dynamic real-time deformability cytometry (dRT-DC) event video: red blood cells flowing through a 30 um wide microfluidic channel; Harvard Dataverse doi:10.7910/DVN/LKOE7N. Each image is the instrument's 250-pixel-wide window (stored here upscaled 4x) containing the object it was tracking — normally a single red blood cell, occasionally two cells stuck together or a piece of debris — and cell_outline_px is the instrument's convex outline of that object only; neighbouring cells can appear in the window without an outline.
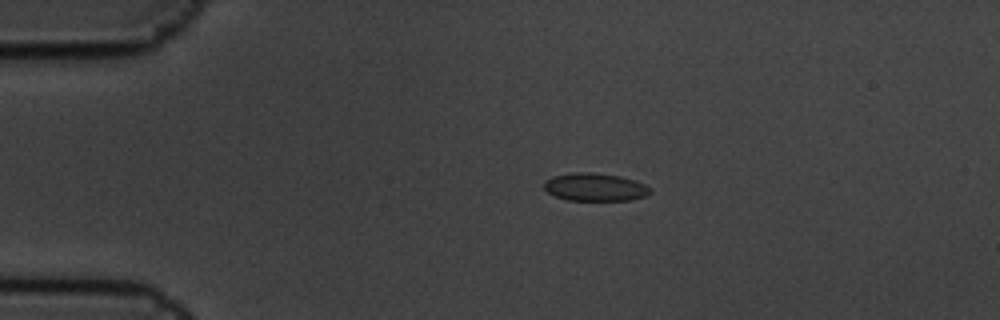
{"species": "common noctule bat (a hibernating species)", "species_latin": "Nyctalus noctula", "temperature_condition": "cold", "stored_images_in_passage": 8, "camera_frame_rate_fps": 3000, "um_per_image_px": 0.085, "animal": {"sex": "male", "body_mass_g": 19.5, "forearm_length_mm": 54.6}, "frame": {"image": 1, "passage_image": 4, "time_ms": 1.0, "image_size_px": [1000, 320], "cell_outline_px": [[652, 192], [644, 196], [632, 200], [568, 200], [556, 196], [548, 192], [544, 188], [544, 180], [552, 176], [572, 172], [592, 172], [620, 176], [636, 180], [652, 188]], "centroid_in_image_um": [50.59, 15.89], "position_along_channel_um": 34.4, "area_um2": 17.4}}
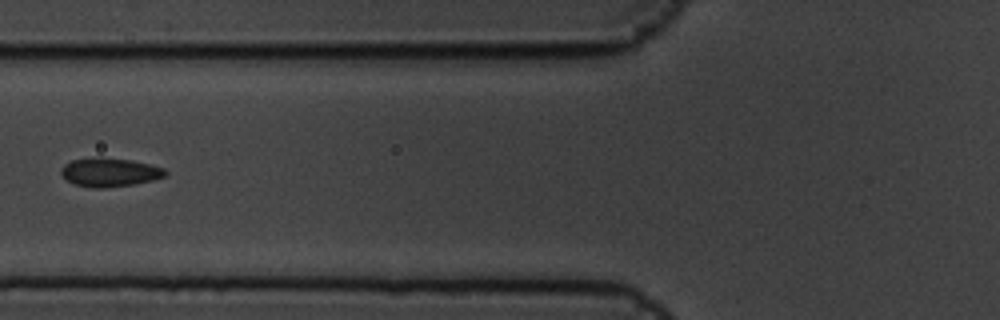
{"frame": {"image": 2, "passage_image": 7, "time_ms": 2.0, "image_size_px": [1000, 320], "cell_outline_px": [[168, 172], [164, 176], [152, 180], [132, 184], [104, 188], [92, 188], [76, 184], [68, 180], [60, 172], [60, 168], [64, 164], [72, 160], [100, 156], [132, 160], [152, 164], [164, 168]], "centroid_in_image_um": [9.33, 14.62], "position_along_channel_um": 116.5, "area_um2": 17.51}}
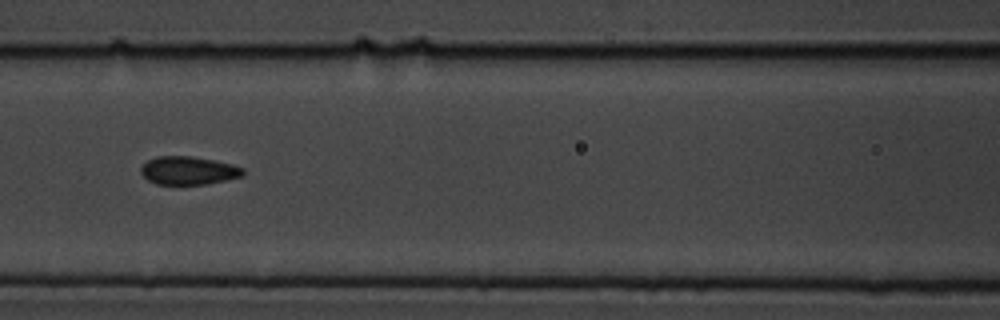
{"frame": {"image": 3, "passage_image": 8, "time_ms": 2.333, "image_size_px": [1000, 320], "cell_outline_px": [[244, 176], [208, 184], [156, 184], [148, 180], [140, 172], [140, 168], [148, 160], [156, 156], [192, 156], [232, 164], [244, 168]], "centroid_in_image_um": [16.03, 14.5], "position_along_channel_um": 150.6, "area_um2": 16.82}}